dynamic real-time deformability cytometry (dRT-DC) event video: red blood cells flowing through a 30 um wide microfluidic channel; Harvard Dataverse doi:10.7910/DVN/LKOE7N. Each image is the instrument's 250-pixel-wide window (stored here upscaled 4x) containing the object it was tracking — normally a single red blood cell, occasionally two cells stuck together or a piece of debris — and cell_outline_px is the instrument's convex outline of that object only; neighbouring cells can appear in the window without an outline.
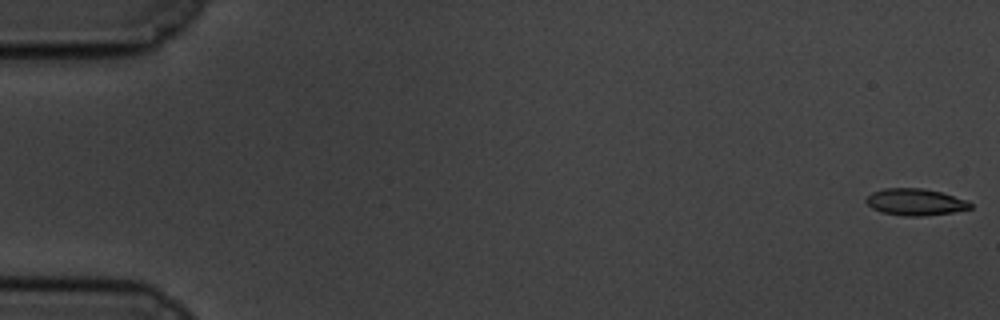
{"species": "common noctule bat (a hibernating species)", "species_latin": "Nyctalus noctula", "temperature_condition": "cold", "stored_images_in_passage": 58, "camera_frame_rate_fps": 3000, "um_per_image_px": 0.085, "animal": {"sex": "male", "body_mass_g": 19.5, "forearm_length_mm": 54.6}, "frame": {"image": 1, "passage_image": 1, "time_ms": 0.0, "image_size_px": [1000, 320], "cell_outline_px": [[972, 208], [952, 212], [920, 216], [904, 216], [880, 212], [872, 208], [864, 200], [872, 192], [884, 188], [924, 188], [940, 192], [968, 200], [972, 204]], "centroid_in_image_um": [77.79, 17.17], "position_along_channel_um": 7.2, "area_um2": 16.24}}
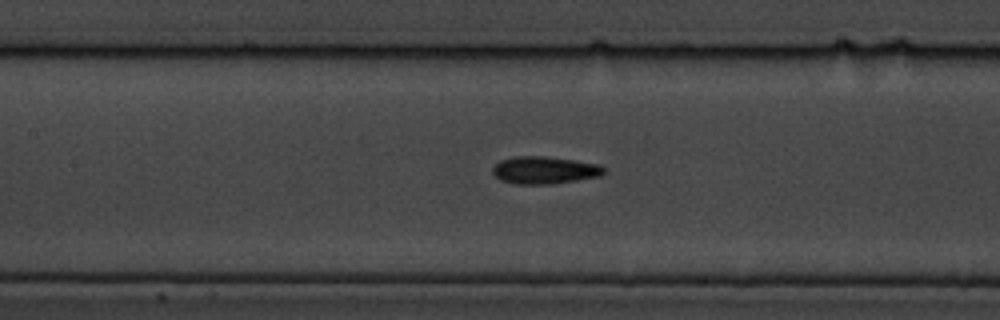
{"frame": {"image": 2, "passage_image": 27, "time_ms": 8.667, "image_size_px": [1000, 320], "cell_outline_px": [[604, 172], [600, 176], [552, 184], [516, 184], [500, 180], [492, 172], [492, 168], [500, 160], [516, 156], [544, 156], [600, 164], [604, 168]], "centroid_in_image_um": [46.26, 14.46], "position_along_channel_um": 161.1, "area_um2": 17.69}}
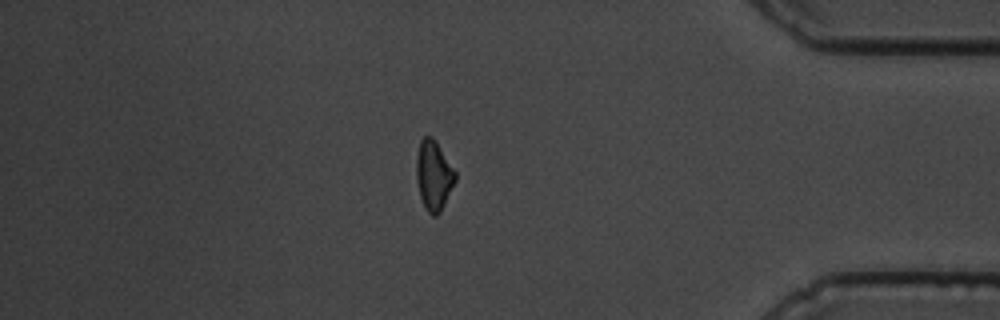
{"frame": {"image": 3, "passage_image": 50, "time_ms": 16.333, "image_size_px": [1000, 320], "cell_outline_px": [[456, 180], [440, 212], [436, 216], [432, 216], [424, 208], [420, 196], [416, 176], [416, 156], [420, 140], [424, 136], [432, 136], [456, 172]], "centroid_in_image_um": [36.85, 14.91], "position_along_channel_um": 398.4, "area_um2": 15.72}, "authors_computed_cell_mechanics": {"area_um2": 16.5019, "velocity_mm_per_s": 3.4946, "shape_relaxation_time_tau1_ms": 3.4761, "shape_relaxation_time_tau2_ms": 5.3343, "deformation_change_tau1": 0.0962, "deformation_change_tau2": 0.1202}}